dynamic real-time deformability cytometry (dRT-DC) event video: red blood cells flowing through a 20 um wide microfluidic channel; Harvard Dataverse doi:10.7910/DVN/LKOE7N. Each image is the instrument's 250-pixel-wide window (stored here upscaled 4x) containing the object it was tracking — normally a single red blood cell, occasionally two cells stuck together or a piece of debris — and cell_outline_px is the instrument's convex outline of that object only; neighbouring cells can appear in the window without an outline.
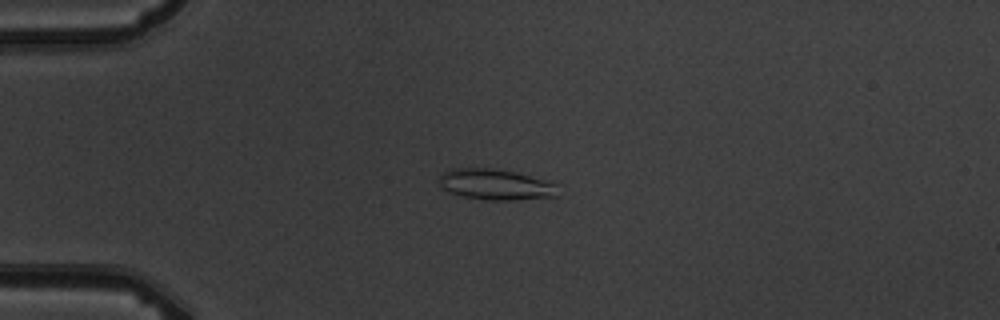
{"species": "common noctule bat (a hibernating species)", "species_latin": "Nyctalus noctula", "temperature_condition": "warm", "stored_images_in_passage": 4, "camera_frame_rate_fps": 3000, "um_per_image_px": 0.085, "animal": {"sex": "male", "body_mass_g": 19.5, "forearm_length_mm": 54.6}, "frame": {"image": 1, "passage_image": 3, "time_ms": 3.0, "image_size_px": [1000, 320], "cell_outline_px": [[556, 196], [512, 200], [488, 200], [464, 196], [448, 192], [440, 184], [440, 176], [444, 172], [452, 168], [492, 168], [512, 172], [548, 180], [556, 184]], "centroid_in_image_um": [42.11, 15.68], "position_along_channel_um": 42.9, "area_um2": 20.98}}